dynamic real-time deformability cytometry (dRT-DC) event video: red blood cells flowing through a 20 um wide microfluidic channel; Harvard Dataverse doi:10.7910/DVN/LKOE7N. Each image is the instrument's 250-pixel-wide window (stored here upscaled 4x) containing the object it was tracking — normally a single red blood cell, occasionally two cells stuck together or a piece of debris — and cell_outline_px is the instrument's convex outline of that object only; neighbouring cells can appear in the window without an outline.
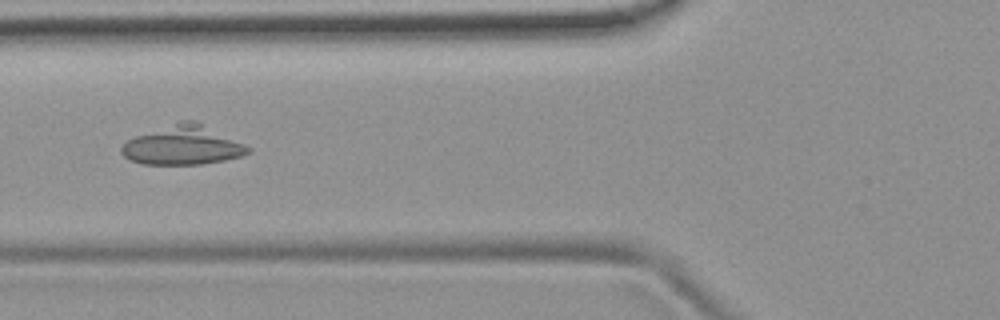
{"species": "common noctule bat (a hibernating species)", "species_latin": "Nyctalus noctula", "temperature_condition": "room temperature", "stored_images_in_passage": 4, "camera_frame_rate_fps": 3000, "um_per_image_px": 0.085, "animal": {"sex": "female", "body_mass_g": 19.9}, "frame": {"image": 1, "passage_image": 4, "time_ms": 4.333, "image_size_px": [1000, 320], "cell_outline_px": [[252, 152], [240, 156], [224, 160], [200, 164], [144, 164], [128, 160], [120, 152], [120, 148], [128, 140], [136, 136], [180, 120], [196, 120], [252, 148]], "centroid_in_image_um": [15.54, 12.35], "position_along_channel_um": 110.3, "area_um2": 28.73}}